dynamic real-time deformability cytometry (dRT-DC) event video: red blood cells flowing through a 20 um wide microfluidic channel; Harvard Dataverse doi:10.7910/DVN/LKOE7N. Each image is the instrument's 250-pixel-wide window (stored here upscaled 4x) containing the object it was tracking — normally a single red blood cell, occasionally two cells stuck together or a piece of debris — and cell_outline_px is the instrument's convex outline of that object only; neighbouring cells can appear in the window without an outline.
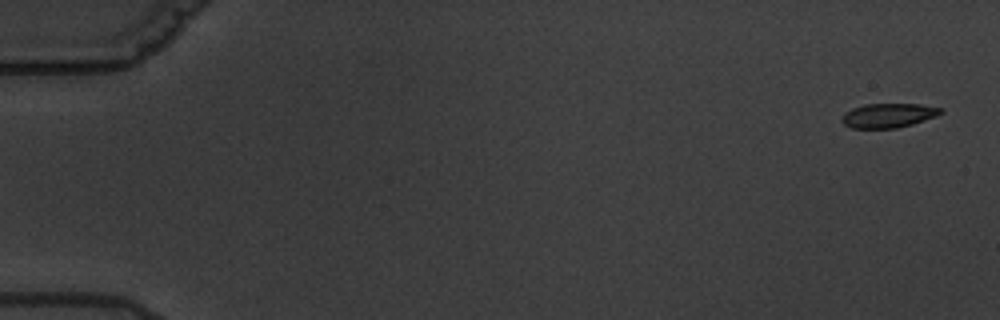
{"species": "common noctule bat (a hibernating species)", "species_latin": "Nyctalus noctula", "temperature_condition": "warm", "stored_images_in_passage": 5, "camera_frame_rate_fps": 3000, "um_per_image_px": 0.085, "animal": {"sex": "male", "body_mass_g": 19.5, "forearm_length_mm": 54.6}, "frame": {"image": 1, "passage_image": 1, "time_ms": 0.0, "image_size_px": [1000, 320], "cell_outline_px": [[944, 112], [936, 116], [912, 124], [896, 128], [852, 128], [844, 124], [840, 120], [844, 112], [852, 108], [864, 104], [920, 104], [940, 108]], "centroid_in_image_um": [75.47, 9.81], "position_along_channel_um": 9.5, "area_um2": 13.99}}
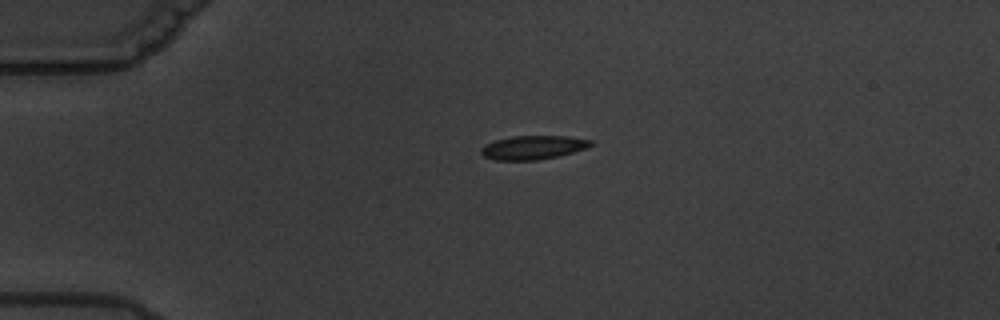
{"frame": {"image": 2, "passage_image": 4, "time_ms": 4.333, "image_size_px": [1000, 320], "cell_outline_px": [[592, 144], [584, 148], [560, 156], [536, 160], [496, 160], [484, 156], [480, 152], [480, 148], [484, 144], [496, 140], [512, 136], [568, 136], [592, 140]], "centroid_in_image_um": [45.27, 12.53], "position_along_channel_um": 39.7, "area_um2": 15.14}}